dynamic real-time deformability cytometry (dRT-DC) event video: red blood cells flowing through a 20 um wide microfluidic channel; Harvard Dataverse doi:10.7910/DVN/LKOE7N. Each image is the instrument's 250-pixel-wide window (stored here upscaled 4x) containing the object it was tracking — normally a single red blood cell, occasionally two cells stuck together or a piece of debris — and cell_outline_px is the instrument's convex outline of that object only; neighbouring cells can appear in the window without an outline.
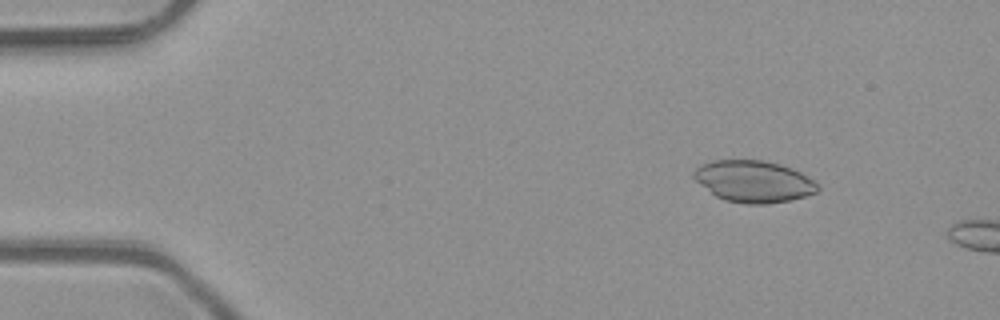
{"species": "common noctule bat (a hibernating species)", "species_latin": "Nyctalus noctula", "temperature_condition": "room temperature", "stored_images_in_passage": 9, "camera_frame_rate_fps": 3000, "um_per_image_px": 0.085, "animal": {"sex": "male", "body_mass_g": 23.1, "forearm_length_mm": 52.7}, "frame": {"image": 1, "passage_image": 6, "time_ms": 1.667, "image_size_px": [1000, 320], "cell_outline_px": [[820, 188], [816, 192], [792, 200], [768, 204], [744, 204], [724, 200], [716, 196], [696, 180], [692, 176], [692, 172], [700, 164], [712, 160], [764, 160], [780, 164], [792, 168], [800, 172], [812, 180]], "centroid_in_image_um": [64.04, 15.42], "position_along_channel_um": 21.0, "area_um2": 30.11}}